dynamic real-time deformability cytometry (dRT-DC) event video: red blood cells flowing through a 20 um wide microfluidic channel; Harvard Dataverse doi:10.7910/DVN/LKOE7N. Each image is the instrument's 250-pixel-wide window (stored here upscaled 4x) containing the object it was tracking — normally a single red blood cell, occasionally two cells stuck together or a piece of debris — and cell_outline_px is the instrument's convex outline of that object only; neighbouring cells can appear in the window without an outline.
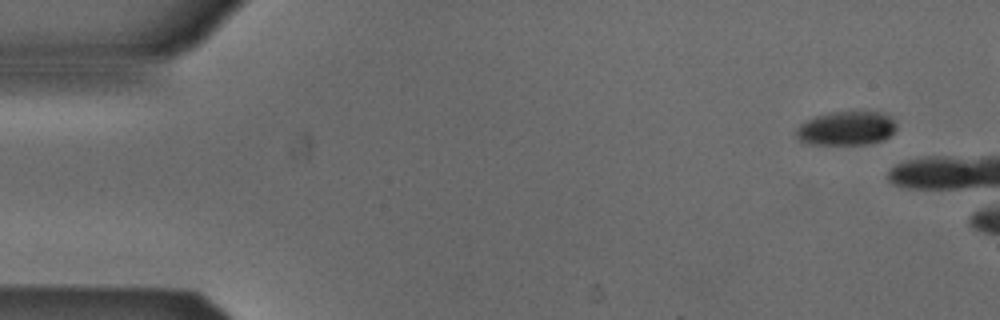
{"species": "Egyptian fruit bat (a non-hibernating species)", "species_latin": "Rousettus aegyptiacus", "temperature_condition": "cold", "stored_images_in_passage": 6, "camera_frame_rate_fps": 3000, "um_per_image_px": 0.085, "animal": {"sex": "male"}, "frame": {"image": 1, "passage_image": 1, "time_ms": 0.0, "image_size_px": [1000, 320], "cell_outline_px": [[896, 128], [888, 136], [880, 140], [868, 144], [804, 144], [796, 136], [796, 128], [800, 124], [816, 116], [832, 112], [880, 112], [888, 116], [896, 124]], "centroid_in_image_um": [71.89, 10.91], "position_along_channel_um": 13.1, "area_um2": 19.54}}